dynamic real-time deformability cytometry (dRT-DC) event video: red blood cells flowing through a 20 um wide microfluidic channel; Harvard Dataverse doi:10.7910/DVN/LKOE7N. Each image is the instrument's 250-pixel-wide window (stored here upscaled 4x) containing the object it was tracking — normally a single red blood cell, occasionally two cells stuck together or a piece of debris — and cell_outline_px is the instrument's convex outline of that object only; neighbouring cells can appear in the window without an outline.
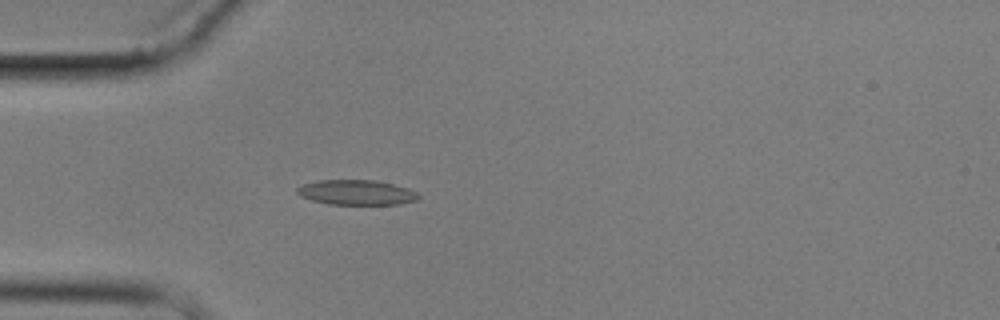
{"species": "common noctule bat (a hibernating species)", "species_latin": "Nyctalus noctula", "temperature_condition": "cold", "stored_images_in_passage": 4, "camera_frame_rate_fps": 3000, "um_per_image_px": 0.085, "animal": {"sex": "male", "body_mass_g": 17.9}, "frame": {"image": 1, "passage_image": 4, "time_ms": 4.333, "image_size_px": [1000, 320], "cell_outline_px": [[420, 196], [416, 200], [400, 204], [328, 204], [312, 200], [300, 196], [296, 192], [296, 188], [304, 184], [316, 180], [376, 180], [408, 188], [416, 192]], "centroid_in_image_um": [30.28, 16.35], "position_along_channel_um": 54.7, "area_um2": 17.63}}